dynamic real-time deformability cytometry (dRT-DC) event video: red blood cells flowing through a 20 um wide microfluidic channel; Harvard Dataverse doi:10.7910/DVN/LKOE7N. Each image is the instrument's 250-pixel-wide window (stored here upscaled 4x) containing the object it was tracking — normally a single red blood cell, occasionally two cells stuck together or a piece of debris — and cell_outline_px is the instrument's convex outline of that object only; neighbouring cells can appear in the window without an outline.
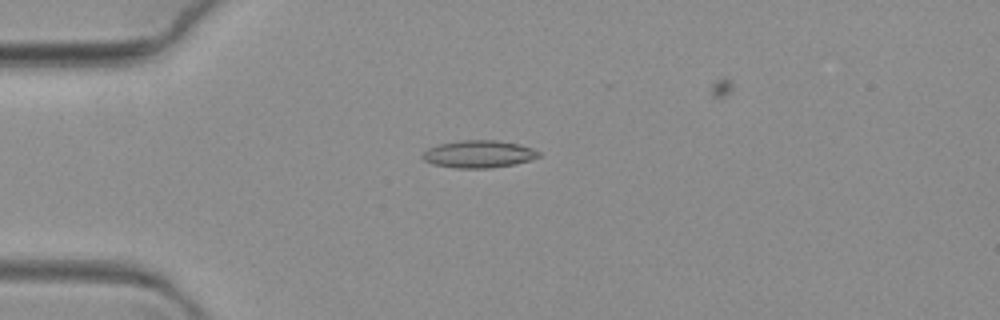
{"species": "common noctule bat (a hibernating species)", "species_latin": "Nyctalus noctula", "temperature_condition": "warm", "stored_images_in_passage": 54, "camera_frame_rate_fps": 3000, "um_per_image_px": 0.085, "animal": {"sex": "female", "body_mass_g": 19.3, "forearm_length_mm": 54.1}, "frame": {"image": 1, "passage_image": 4, "time_ms": 1.0, "image_size_px": [1000, 320], "cell_outline_px": [[540, 156], [516, 164], [492, 168], [456, 168], [432, 164], [424, 160], [420, 156], [428, 148], [440, 144], [464, 140], [496, 140], [520, 144], [532, 148], [540, 152]], "centroid_in_image_um": [40.69, 13.1], "position_along_channel_um": 44.3, "area_um2": 18.55}}
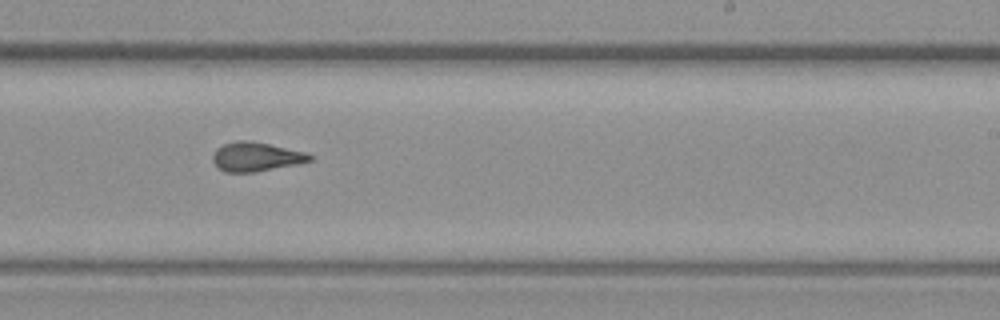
{"frame": {"image": 2, "passage_image": 28, "time_ms": 9.0, "image_size_px": [1000, 320], "cell_outline_px": [[312, 160], [296, 164], [256, 172], [224, 172], [212, 160], [212, 156], [216, 148], [224, 144], [240, 140], [244, 140], [268, 144], [304, 152], [312, 156]], "centroid_in_image_um": [21.73, 13.33], "position_along_channel_um": 267.3, "area_um2": 16.13}}
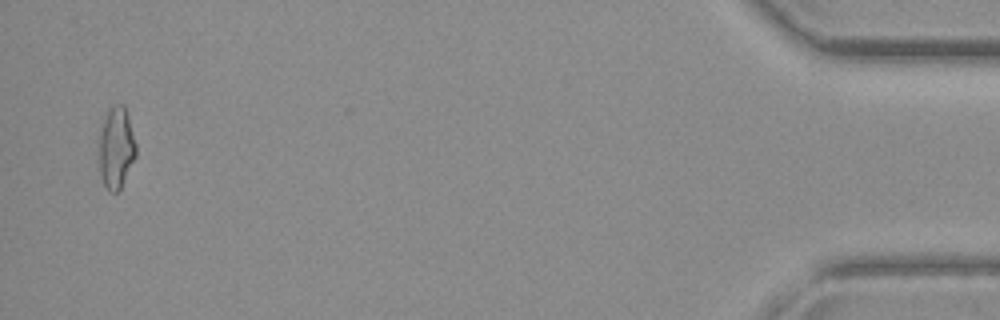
{"frame": {"image": 3, "passage_image": 52, "time_ms": 17.0, "image_size_px": [1000, 320], "cell_outline_px": [[136, 156], [120, 188], [116, 192], [108, 192], [104, 184], [100, 172], [96, 140], [100, 128], [108, 108], [112, 104], [124, 104], [128, 116], [136, 144]], "centroid_in_image_um": [9.83, 12.52], "position_along_channel_um": 425.4, "area_um2": 18.09}}